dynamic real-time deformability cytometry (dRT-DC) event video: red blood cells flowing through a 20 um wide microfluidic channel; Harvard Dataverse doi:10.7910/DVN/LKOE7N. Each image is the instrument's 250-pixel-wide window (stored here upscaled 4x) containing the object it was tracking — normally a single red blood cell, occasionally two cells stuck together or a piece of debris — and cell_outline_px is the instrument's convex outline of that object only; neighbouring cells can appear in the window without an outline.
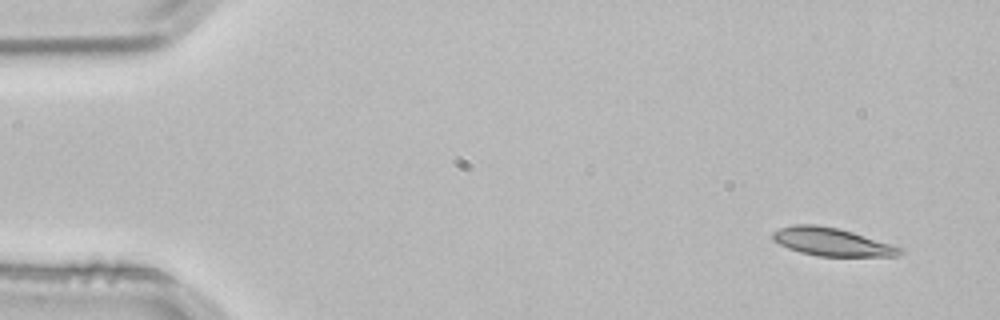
{"species": "common noctule bat (a hibernating species)", "species_latin": "Nyctalus noctula", "temperature_condition": "room temperature", "stored_images_in_passage": 4, "camera_frame_rate_fps": 3000, "um_per_image_px": 0.085, "animal": {"sex": "male", "body_mass_g": 21.5, "forearm_length_mm": 52.0}, "frame": {"image": 1, "passage_image": 1, "time_ms": 0.0, "image_size_px": [1000, 320], "cell_outline_px": [[904, 252], [896, 256], [820, 256], [800, 252], [788, 248], [772, 240], [772, 232], [780, 228], [792, 224], [812, 224], [836, 228], [852, 232], [904, 248]], "centroid_in_image_um": [70.69, 20.56], "position_along_channel_um": 14.3, "area_um2": 20.63}}
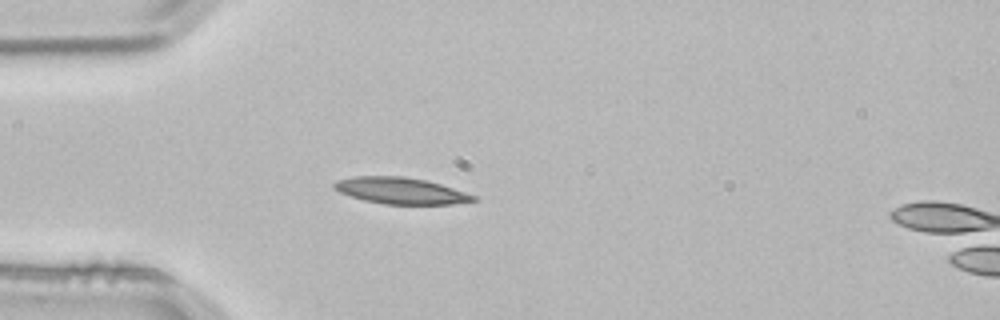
{"frame": {"image": 2, "passage_image": 3, "time_ms": 0.667, "image_size_px": [1000, 320], "cell_outline_px": [[480, 200], [452, 204], [384, 204], [364, 200], [340, 192], [332, 188], [332, 184], [336, 180], [352, 176], [404, 176], [424, 180], [440, 184], [480, 196]], "centroid_in_image_um": [34.09, 16.21], "position_along_channel_um": 50.9, "area_um2": 21.62}}